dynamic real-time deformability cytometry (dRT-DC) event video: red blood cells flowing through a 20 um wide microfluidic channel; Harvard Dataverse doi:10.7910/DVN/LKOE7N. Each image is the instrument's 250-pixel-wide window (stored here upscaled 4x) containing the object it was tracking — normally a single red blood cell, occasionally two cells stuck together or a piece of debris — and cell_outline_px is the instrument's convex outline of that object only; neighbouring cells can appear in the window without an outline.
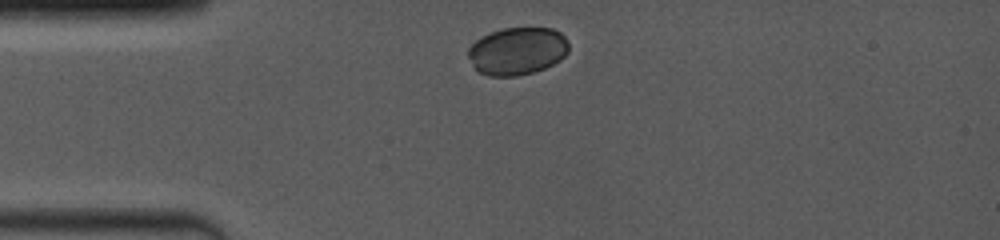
{"species": "common noctule bat (a hibernating species)", "species_latin": "Nyctalus noctula", "temperature_condition": "room temperature", "stored_images_in_passage": 2, "camera_frame_rate_fps": 4000, "um_per_image_px": 0.085, "animal": {"sex": "female", "body_mass_g": 19.0, "forearm_length_mm": 53.3}, "frame": {"image": 1, "passage_image": 1, "time_ms": 0.0, "image_size_px": [1000, 240], "cell_outline_px": [[568, 52], [560, 60], [544, 68], [532, 72], [516, 76], [488, 76], [472, 68], [468, 56], [468, 48], [480, 36], [504, 28], [552, 28], [560, 32], [568, 40]], "centroid_in_image_um": [43.95, 4.34], "position_along_channel_um": 41.1, "area_um2": 28.03}}